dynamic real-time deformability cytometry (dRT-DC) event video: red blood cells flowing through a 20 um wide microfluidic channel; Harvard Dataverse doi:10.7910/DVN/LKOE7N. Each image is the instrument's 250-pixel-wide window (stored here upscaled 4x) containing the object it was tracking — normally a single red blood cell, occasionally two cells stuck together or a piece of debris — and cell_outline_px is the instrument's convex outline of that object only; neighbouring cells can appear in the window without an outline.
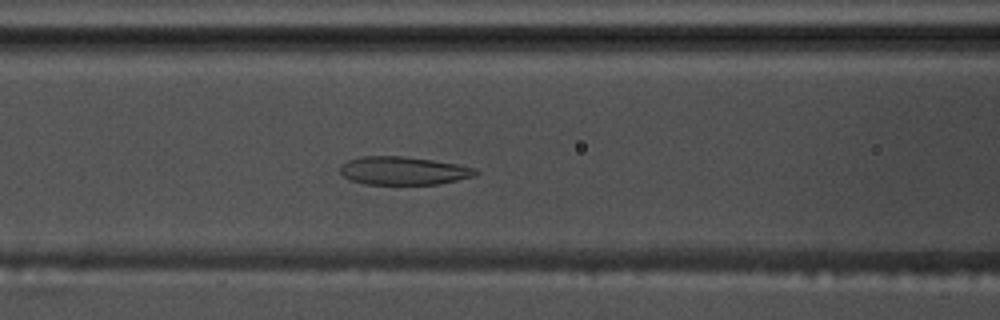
{"species": "common noctule bat (a hibernating species)", "species_latin": "Nyctalus noctula", "temperature_condition": "warm", "stored_images_in_passage": 49, "camera_frame_rate_fps": 3000, "um_per_image_px": 0.085, "animal": {"sex": "male", "body_mass_g": 17.5, "forearm_length_mm": 52.3}, "frame": {"image": 1, "passage_image": 17, "time_ms": 5.333, "image_size_px": [1000, 320], "cell_outline_px": [[480, 172], [472, 176], [440, 184], [364, 184], [352, 180], [344, 176], [340, 172], [340, 164], [348, 160], [364, 156], [404, 156], [432, 160], [456, 164], [476, 168]], "centroid_in_image_um": [34.27, 14.51], "position_along_channel_um": 132.3, "area_um2": 22.14}}
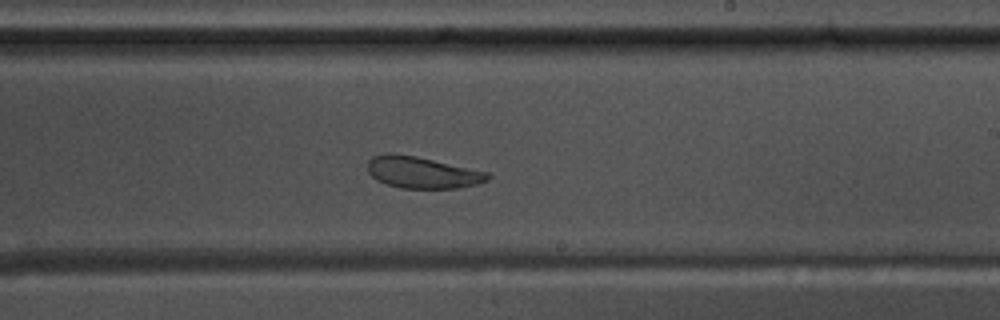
{"frame": {"image": 2, "passage_image": 27, "time_ms": 8.667, "image_size_px": [1000, 320], "cell_outline_px": [[492, 176], [488, 180], [476, 184], [456, 188], [400, 188], [384, 184], [376, 180], [368, 172], [368, 160], [372, 156], [384, 152], [392, 152], [416, 156], [488, 172]], "centroid_in_image_um": [35.84, 14.65], "position_along_channel_um": 253.2, "area_um2": 22.31}}
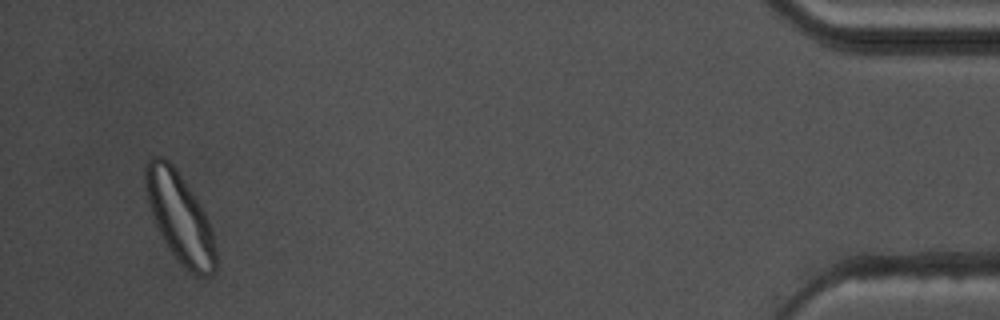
{"frame": {"image": 3, "passage_image": 47, "time_ms": 15.333, "image_size_px": [1000, 320], "cell_outline_px": [[216, 272], [212, 276], [196, 276], [176, 260], [168, 248], [156, 224], [148, 204], [144, 184], [144, 168], [148, 160], [152, 156], [160, 156], [168, 160], [176, 168], [192, 192], [204, 212], [212, 232], [216, 248]], "centroid_in_image_um": [15.27, 18.49], "position_along_channel_um": 419.9, "area_um2": 36.65}, "authors_computed_cell_mechanics": {"area_um2": 25.721, "velocity_mm_per_s": 3.6422, "shape_relaxation_time_tau1_ms": 4.7707, "shape_relaxation_time_tau2_ms": 2.0109, "deformation_change_tau1": 0.1336, "deformation_change_tau2": 0.0772}}